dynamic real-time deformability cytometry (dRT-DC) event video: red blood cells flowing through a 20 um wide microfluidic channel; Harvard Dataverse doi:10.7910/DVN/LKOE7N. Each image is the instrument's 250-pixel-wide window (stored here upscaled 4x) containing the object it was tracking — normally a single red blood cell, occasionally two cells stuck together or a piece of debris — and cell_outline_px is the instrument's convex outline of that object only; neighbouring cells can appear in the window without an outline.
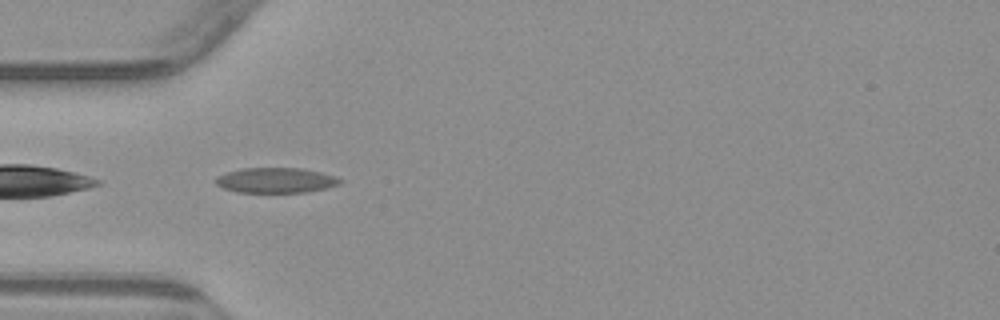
{"species": "common noctule bat (a hibernating species)", "species_latin": "Nyctalus noctula", "temperature_condition": "warm", "stored_images_in_passage": 6, "camera_frame_rate_fps": 3000, "um_per_image_px": 0.085, "animal": {"sex": "male", "body_mass_g": 23.1, "forearm_length_mm": 52.7}, "frame": {"image": 1, "passage_image": 5, "time_ms": 4.667, "image_size_px": [1000, 320], "cell_outline_px": [[344, 180], [340, 184], [328, 188], [304, 192], [236, 192], [224, 188], [216, 184], [216, 176], [228, 172], [244, 168], [300, 168], [320, 172], [336, 176]], "centroid_in_image_um": [23.49, 15.32], "position_along_channel_um": 61.5, "area_um2": 18.21}}
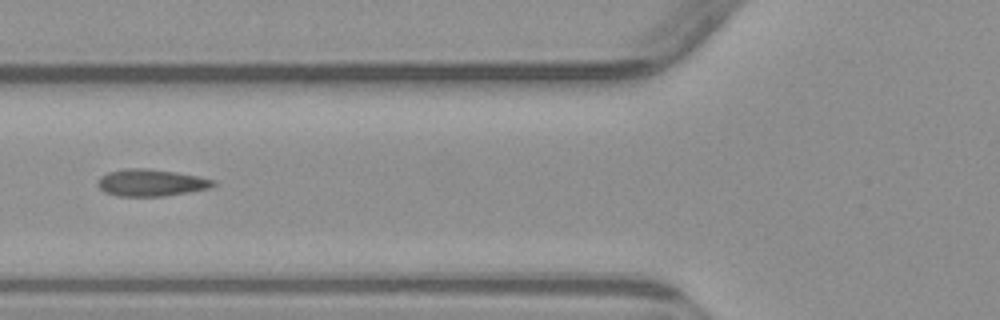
{"frame": {"image": 2, "passage_image": 6, "time_ms": 6.0, "image_size_px": [1000, 320], "cell_outline_px": [[216, 184], [208, 188], [164, 196], [120, 196], [104, 192], [100, 188], [100, 176], [108, 172], [128, 168], [148, 168], [176, 172], [200, 176], [216, 180]], "centroid_in_image_um": [12.87, 15.52], "position_along_channel_um": 112.9, "area_um2": 17.98}}